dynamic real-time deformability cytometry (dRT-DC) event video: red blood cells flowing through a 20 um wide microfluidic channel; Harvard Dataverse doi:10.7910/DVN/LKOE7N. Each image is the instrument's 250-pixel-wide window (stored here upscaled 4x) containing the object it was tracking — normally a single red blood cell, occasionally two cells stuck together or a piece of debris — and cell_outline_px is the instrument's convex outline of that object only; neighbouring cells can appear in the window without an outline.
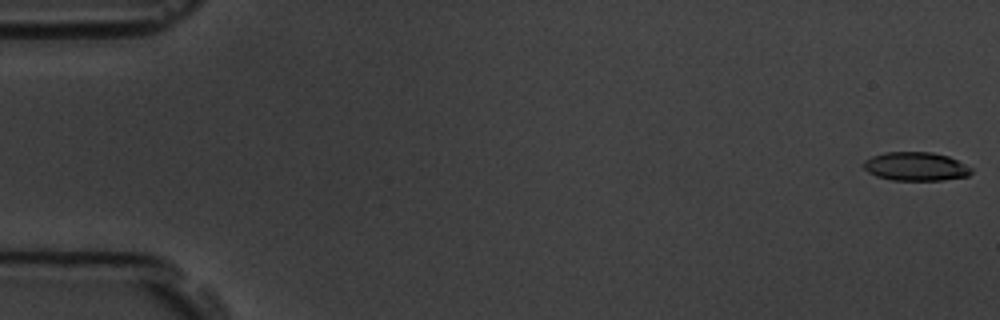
{"species": "common noctule bat (a hibernating species)", "species_latin": "Nyctalus noctula", "temperature_condition": "room temperature", "stored_images_in_passage": 5, "camera_frame_rate_fps": 3000, "um_per_image_px": 0.085, "animal": {"sex": "male", "body_mass_g": 19.5, "forearm_length_mm": 54.6}, "frame": {"image": 1, "passage_image": 1, "time_ms": 0.0, "image_size_px": [1000, 320], "cell_outline_px": [[972, 172], [968, 176], [940, 180], [892, 180], [876, 176], [868, 172], [860, 164], [864, 160], [872, 156], [884, 152], [932, 152], [948, 156], [972, 168]], "centroid_in_image_um": [77.79, 14.14], "position_along_channel_um": 7.2, "area_um2": 18.03}}